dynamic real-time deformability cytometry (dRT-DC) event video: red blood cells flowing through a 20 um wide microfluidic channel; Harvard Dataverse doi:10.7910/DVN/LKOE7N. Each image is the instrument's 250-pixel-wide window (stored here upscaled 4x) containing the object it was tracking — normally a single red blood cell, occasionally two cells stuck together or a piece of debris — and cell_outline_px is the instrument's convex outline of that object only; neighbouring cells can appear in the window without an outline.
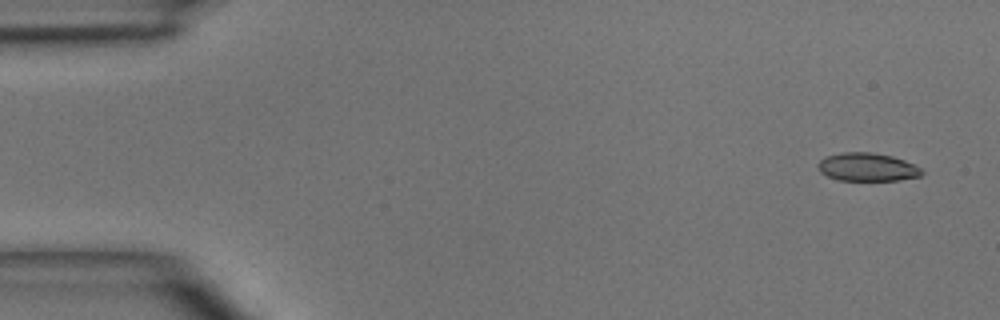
{"species": "common noctule bat (a hibernating species)", "species_latin": "Nyctalus noctula", "temperature_condition": "room temperature", "stored_images_in_passage": 4, "camera_frame_rate_fps": 3000, "um_per_image_px": 0.085, "animal": {"sex": "male", "body_mass_g": 15.6}, "frame": {"image": 1, "passage_image": 1, "time_ms": 0.0, "image_size_px": [1000, 320], "cell_outline_px": [[924, 172], [920, 176], [900, 180], [840, 180], [828, 176], [820, 172], [816, 164], [824, 156], [840, 152], [872, 152], [892, 156], [904, 160], [920, 168]], "centroid_in_image_um": [73.68, 14.19], "position_along_channel_um": 11.3, "area_um2": 17.11}}
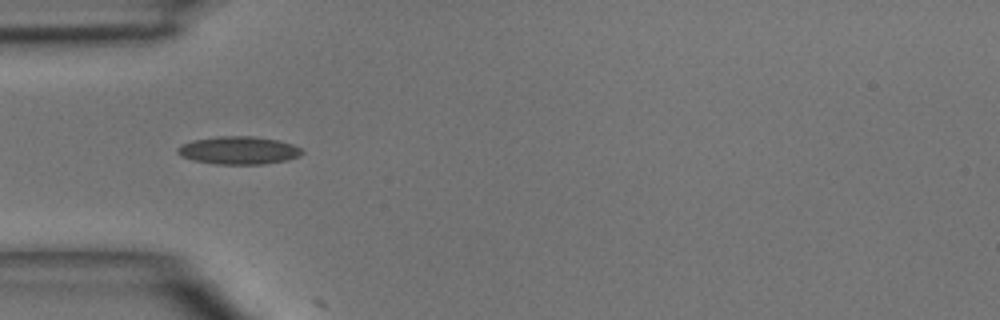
{"frame": {"image": 2, "passage_image": 4, "time_ms": 4.0, "image_size_px": [1000, 320], "cell_outline_px": [[304, 152], [300, 156], [288, 160], [264, 164], [216, 164], [192, 160], [180, 156], [176, 152], [176, 148], [180, 144], [192, 140], [220, 136], [252, 136], [276, 140], [292, 144], [300, 148]], "centroid_in_image_um": [20.25, 12.78], "position_along_channel_um": 64.8, "area_um2": 20.35}}